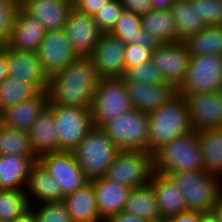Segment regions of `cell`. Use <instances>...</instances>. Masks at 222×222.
Instances as JSON below:
<instances>
[{
  "mask_svg": "<svg viewBox=\"0 0 222 222\" xmlns=\"http://www.w3.org/2000/svg\"><path fill=\"white\" fill-rule=\"evenodd\" d=\"M148 125V113L134 108L101 128L120 150L148 151Z\"/></svg>",
  "mask_w": 222,
  "mask_h": 222,
  "instance_id": "obj_7",
  "label": "cell"
},
{
  "mask_svg": "<svg viewBox=\"0 0 222 222\" xmlns=\"http://www.w3.org/2000/svg\"><path fill=\"white\" fill-rule=\"evenodd\" d=\"M46 32L36 18L20 8L7 45L15 50L37 52Z\"/></svg>",
  "mask_w": 222,
  "mask_h": 222,
  "instance_id": "obj_23",
  "label": "cell"
},
{
  "mask_svg": "<svg viewBox=\"0 0 222 222\" xmlns=\"http://www.w3.org/2000/svg\"><path fill=\"white\" fill-rule=\"evenodd\" d=\"M213 212L216 214V216L222 222V192L219 195V198L216 201V204L214 205Z\"/></svg>",
  "mask_w": 222,
  "mask_h": 222,
  "instance_id": "obj_51",
  "label": "cell"
},
{
  "mask_svg": "<svg viewBox=\"0 0 222 222\" xmlns=\"http://www.w3.org/2000/svg\"><path fill=\"white\" fill-rule=\"evenodd\" d=\"M154 222H170V221L167 218H162V219L154 221Z\"/></svg>",
  "mask_w": 222,
  "mask_h": 222,
  "instance_id": "obj_53",
  "label": "cell"
},
{
  "mask_svg": "<svg viewBox=\"0 0 222 222\" xmlns=\"http://www.w3.org/2000/svg\"><path fill=\"white\" fill-rule=\"evenodd\" d=\"M24 192L30 205L62 201V188L40 161L32 165Z\"/></svg>",
  "mask_w": 222,
  "mask_h": 222,
  "instance_id": "obj_22",
  "label": "cell"
},
{
  "mask_svg": "<svg viewBox=\"0 0 222 222\" xmlns=\"http://www.w3.org/2000/svg\"><path fill=\"white\" fill-rule=\"evenodd\" d=\"M200 222H221L213 211L201 212Z\"/></svg>",
  "mask_w": 222,
  "mask_h": 222,
  "instance_id": "obj_50",
  "label": "cell"
},
{
  "mask_svg": "<svg viewBox=\"0 0 222 222\" xmlns=\"http://www.w3.org/2000/svg\"><path fill=\"white\" fill-rule=\"evenodd\" d=\"M54 113L60 151H74L94 127L91 108L48 105Z\"/></svg>",
  "mask_w": 222,
  "mask_h": 222,
  "instance_id": "obj_9",
  "label": "cell"
},
{
  "mask_svg": "<svg viewBox=\"0 0 222 222\" xmlns=\"http://www.w3.org/2000/svg\"><path fill=\"white\" fill-rule=\"evenodd\" d=\"M128 95L135 109L151 112L166 104L177 89L170 83L145 84L137 81H125Z\"/></svg>",
  "mask_w": 222,
  "mask_h": 222,
  "instance_id": "obj_19",
  "label": "cell"
},
{
  "mask_svg": "<svg viewBox=\"0 0 222 222\" xmlns=\"http://www.w3.org/2000/svg\"><path fill=\"white\" fill-rule=\"evenodd\" d=\"M120 149L101 127H93L73 151L79 166L87 178L106 176Z\"/></svg>",
  "mask_w": 222,
  "mask_h": 222,
  "instance_id": "obj_4",
  "label": "cell"
},
{
  "mask_svg": "<svg viewBox=\"0 0 222 222\" xmlns=\"http://www.w3.org/2000/svg\"><path fill=\"white\" fill-rule=\"evenodd\" d=\"M154 172L173 174L203 170V156L198 132L178 137L153 153Z\"/></svg>",
  "mask_w": 222,
  "mask_h": 222,
  "instance_id": "obj_3",
  "label": "cell"
},
{
  "mask_svg": "<svg viewBox=\"0 0 222 222\" xmlns=\"http://www.w3.org/2000/svg\"><path fill=\"white\" fill-rule=\"evenodd\" d=\"M5 47L9 77L33 84L40 92L46 91L49 77L37 52L15 50L7 44Z\"/></svg>",
  "mask_w": 222,
  "mask_h": 222,
  "instance_id": "obj_15",
  "label": "cell"
},
{
  "mask_svg": "<svg viewBox=\"0 0 222 222\" xmlns=\"http://www.w3.org/2000/svg\"><path fill=\"white\" fill-rule=\"evenodd\" d=\"M39 92L33 84L7 77L0 83V112L35 97Z\"/></svg>",
  "mask_w": 222,
  "mask_h": 222,
  "instance_id": "obj_35",
  "label": "cell"
},
{
  "mask_svg": "<svg viewBox=\"0 0 222 222\" xmlns=\"http://www.w3.org/2000/svg\"><path fill=\"white\" fill-rule=\"evenodd\" d=\"M170 12L175 20L177 41H184L209 26L200 17L197 6H192L191 0H176Z\"/></svg>",
  "mask_w": 222,
  "mask_h": 222,
  "instance_id": "obj_30",
  "label": "cell"
},
{
  "mask_svg": "<svg viewBox=\"0 0 222 222\" xmlns=\"http://www.w3.org/2000/svg\"><path fill=\"white\" fill-rule=\"evenodd\" d=\"M121 3L125 11H129L140 16L147 14L153 9L151 0H121Z\"/></svg>",
  "mask_w": 222,
  "mask_h": 222,
  "instance_id": "obj_44",
  "label": "cell"
},
{
  "mask_svg": "<svg viewBox=\"0 0 222 222\" xmlns=\"http://www.w3.org/2000/svg\"><path fill=\"white\" fill-rule=\"evenodd\" d=\"M201 211L186 210L167 218L170 222H200Z\"/></svg>",
  "mask_w": 222,
  "mask_h": 222,
  "instance_id": "obj_45",
  "label": "cell"
},
{
  "mask_svg": "<svg viewBox=\"0 0 222 222\" xmlns=\"http://www.w3.org/2000/svg\"><path fill=\"white\" fill-rule=\"evenodd\" d=\"M110 34L126 45H155V42L150 41L142 29L141 16L129 11L123 12Z\"/></svg>",
  "mask_w": 222,
  "mask_h": 222,
  "instance_id": "obj_33",
  "label": "cell"
},
{
  "mask_svg": "<svg viewBox=\"0 0 222 222\" xmlns=\"http://www.w3.org/2000/svg\"><path fill=\"white\" fill-rule=\"evenodd\" d=\"M91 182L95 190L99 214L104 221L124 211L132 188L108 179L106 176L93 179Z\"/></svg>",
  "mask_w": 222,
  "mask_h": 222,
  "instance_id": "obj_20",
  "label": "cell"
},
{
  "mask_svg": "<svg viewBox=\"0 0 222 222\" xmlns=\"http://www.w3.org/2000/svg\"><path fill=\"white\" fill-rule=\"evenodd\" d=\"M100 77L90 57H78L49 77L48 105L91 108Z\"/></svg>",
  "mask_w": 222,
  "mask_h": 222,
  "instance_id": "obj_1",
  "label": "cell"
},
{
  "mask_svg": "<svg viewBox=\"0 0 222 222\" xmlns=\"http://www.w3.org/2000/svg\"><path fill=\"white\" fill-rule=\"evenodd\" d=\"M20 154L37 156L32 148L30 134L12 127L0 125V155Z\"/></svg>",
  "mask_w": 222,
  "mask_h": 222,
  "instance_id": "obj_34",
  "label": "cell"
},
{
  "mask_svg": "<svg viewBox=\"0 0 222 222\" xmlns=\"http://www.w3.org/2000/svg\"><path fill=\"white\" fill-rule=\"evenodd\" d=\"M169 176L184 193L188 210L213 211L222 192V178L205 170L187 171Z\"/></svg>",
  "mask_w": 222,
  "mask_h": 222,
  "instance_id": "obj_5",
  "label": "cell"
},
{
  "mask_svg": "<svg viewBox=\"0 0 222 222\" xmlns=\"http://www.w3.org/2000/svg\"><path fill=\"white\" fill-rule=\"evenodd\" d=\"M47 105V92H39L31 99L2 110L0 112L1 124L29 133L33 127V123Z\"/></svg>",
  "mask_w": 222,
  "mask_h": 222,
  "instance_id": "obj_21",
  "label": "cell"
},
{
  "mask_svg": "<svg viewBox=\"0 0 222 222\" xmlns=\"http://www.w3.org/2000/svg\"><path fill=\"white\" fill-rule=\"evenodd\" d=\"M21 8L36 18L46 31L65 28L70 12L74 8L73 0H22Z\"/></svg>",
  "mask_w": 222,
  "mask_h": 222,
  "instance_id": "obj_18",
  "label": "cell"
},
{
  "mask_svg": "<svg viewBox=\"0 0 222 222\" xmlns=\"http://www.w3.org/2000/svg\"><path fill=\"white\" fill-rule=\"evenodd\" d=\"M153 173L152 153L120 150L108 168L106 177L124 186L135 188L149 184Z\"/></svg>",
  "mask_w": 222,
  "mask_h": 222,
  "instance_id": "obj_8",
  "label": "cell"
},
{
  "mask_svg": "<svg viewBox=\"0 0 222 222\" xmlns=\"http://www.w3.org/2000/svg\"><path fill=\"white\" fill-rule=\"evenodd\" d=\"M38 156L0 155V189L24 190L32 165Z\"/></svg>",
  "mask_w": 222,
  "mask_h": 222,
  "instance_id": "obj_24",
  "label": "cell"
},
{
  "mask_svg": "<svg viewBox=\"0 0 222 222\" xmlns=\"http://www.w3.org/2000/svg\"><path fill=\"white\" fill-rule=\"evenodd\" d=\"M186 100L195 131L222 128V102L218 92L180 94Z\"/></svg>",
  "mask_w": 222,
  "mask_h": 222,
  "instance_id": "obj_16",
  "label": "cell"
},
{
  "mask_svg": "<svg viewBox=\"0 0 222 222\" xmlns=\"http://www.w3.org/2000/svg\"><path fill=\"white\" fill-rule=\"evenodd\" d=\"M123 212L150 222L162 219L153 185L132 188Z\"/></svg>",
  "mask_w": 222,
  "mask_h": 222,
  "instance_id": "obj_29",
  "label": "cell"
},
{
  "mask_svg": "<svg viewBox=\"0 0 222 222\" xmlns=\"http://www.w3.org/2000/svg\"><path fill=\"white\" fill-rule=\"evenodd\" d=\"M222 87V55L190 57L188 73L177 89L179 94L218 92Z\"/></svg>",
  "mask_w": 222,
  "mask_h": 222,
  "instance_id": "obj_10",
  "label": "cell"
},
{
  "mask_svg": "<svg viewBox=\"0 0 222 222\" xmlns=\"http://www.w3.org/2000/svg\"><path fill=\"white\" fill-rule=\"evenodd\" d=\"M10 222H37L35 215L31 209L27 210L23 215L17 217Z\"/></svg>",
  "mask_w": 222,
  "mask_h": 222,
  "instance_id": "obj_49",
  "label": "cell"
},
{
  "mask_svg": "<svg viewBox=\"0 0 222 222\" xmlns=\"http://www.w3.org/2000/svg\"><path fill=\"white\" fill-rule=\"evenodd\" d=\"M74 8L79 12L94 16L101 11L110 0H73Z\"/></svg>",
  "mask_w": 222,
  "mask_h": 222,
  "instance_id": "obj_43",
  "label": "cell"
},
{
  "mask_svg": "<svg viewBox=\"0 0 222 222\" xmlns=\"http://www.w3.org/2000/svg\"><path fill=\"white\" fill-rule=\"evenodd\" d=\"M142 29L155 43L177 41V29L170 10H154L141 16Z\"/></svg>",
  "mask_w": 222,
  "mask_h": 222,
  "instance_id": "obj_28",
  "label": "cell"
},
{
  "mask_svg": "<svg viewBox=\"0 0 222 222\" xmlns=\"http://www.w3.org/2000/svg\"><path fill=\"white\" fill-rule=\"evenodd\" d=\"M176 0H151L154 10H170Z\"/></svg>",
  "mask_w": 222,
  "mask_h": 222,
  "instance_id": "obj_48",
  "label": "cell"
},
{
  "mask_svg": "<svg viewBox=\"0 0 222 222\" xmlns=\"http://www.w3.org/2000/svg\"><path fill=\"white\" fill-rule=\"evenodd\" d=\"M20 8V0H0V39L6 44L11 36Z\"/></svg>",
  "mask_w": 222,
  "mask_h": 222,
  "instance_id": "obj_40",
  "label": "cell"
},
{
  "mask_svg": "<svg viewBox=\"0 0 222 222\" xmlns=\"http://www.w3.org/2000/svg\"><path fill=\"white\" fill-rule=\"evenodd\" d=\"M148 117V152L152 154L167 142L194 130L186 100L179 93H176L166 104L149 112Z\"/></svg>",
  "mask_w": 222,
  "mask_h": 222,
  "instance_id": "obj_2",
  "label": "cell"
},
{
  "mask_svg": "<svg viewBox=\"0 0 222 222\" xmlns=\"http://www.w3.org/2000/svg\"><path fill=\"white\" fill-rule=\"evenodd\" d=\"M126 44L110 33H102L89 56L100 78H123Z\"/></svg>",
  "mask_w": 222,
  "mask_h": 222,
  "instance_id": "obj_14",
  "label": "cell"
},
{
  "mask_svg": "<svg viewBox=\"0 0 222 222\" xmlns=\"http://www.w3.org/2000/svg\"><path fill=\"white\" fill-rule=\"evenodd\" d=\"M218 93H219V96H220L221 102H222V87L219 89Z\"/></svg>",
  "mask_w": 222,
  "mask_h": 222,
  "instance_id": "obj_54",
  "label": "cell"
},
{
  "mask_svg": "<svg viewBox=\"0 0 222 222\" xmlns=\"http://www.w3.org/2000/svg\"><path fill=\"white\" fill-rule=\"evenodd\" d=\"M30 209L24 190L0 189V219L13 221Z\"/></svg>",
  "mask_w": 222,
  "mask_h": 222,
  "instance_id": "obj_36",
  "label": "cell"
},
{
  "mask_svg": "<svg viewBox=\"0 0 222 222\" xmlns=\"http://www.w3.org/2000/svg\"><path fill=\"white\" fill-rule=\"evenodd\" d=\"M9 77L7 59H6V47L4 52L0 54V83Z\"/></svg>",
  "mask_w": 222,
  "mask_h": 222,
  "instance_id": "obj_47",
  "label": "cell"
},
{
  "mask_svg": "<svg viewBox=\"0 0 222 222\" xmlns=\"http://www.w3.org/2000/svg\"><path fill=\"white\" fill-rule=\"evenodd\" d=\"M5 46L6 43L2 39H0V54L4 52Z\"/></svg>",
  "mask_w": 222,
  "mask_h": 222,
  "instance_id": "obj_52",
  "label": "cell"
},
{
  "mask_svg": "<svg viewBox=\"0 0 222 222\" xmlns=\"http://www.w3.org/2000/svg\"><path fill=\"white\" fill-rule=\"evenodd\" d=\"M203 156V170L222 178V128L197 130Z\"/></svg>",
  "mask_w": 222,
  "mask_h": 222,
  "instance_id": "obj_31",
  "label": "cell"
},
{
  "mask_svg": "<svg viewBox=\"0 0 222 222\" xmlns=\"http://www.w3.org/2000/svg\"><path fill=\"white\" fill-rule=\"evenodd\" d=\"M53 110L47 105L40 113L29 132L32 148L38 157L60 151Z\"/></svg>",
  "mask_w": 222,
  "mask_h": 222,
  "instance_id": "obj_26",
  "label": "cell"
},
{
  "mask_svg": "<svg viewBox=\"0 0 222 222\" xmlns=\"http://www.w3.org/2000/svg\"><path fill=\"white\" fill-rule=\"evenodd\" d=\"M64 30L79 57H89L102 34L93 16L79 12L75 8L70 12Z\"/></svg>",
  "mask_w": 222,
  "mask_h": 222,
  "instance_id": "obj_17",
  "label": "cell"
},
{
  "mask_svg": "<svg viewBox=\"0 0 222 222\" xmlns=\"http://www.w3.org/2000/svg\"><path fill=\"white\" fill-rule=\"evenodd\" d=\"M134 109L123 78H100L91 106L93 125L104 124Z\"/></svg>",
  "mask_w": 222,
  "mask_h": 222,
  "instance_id": "obj_6",
  "label": "cell"
},
{
  "mask_svg": "<svg viewBox=\"0 0 222 222\" xmlns=\"http://www.w3.org/2000/svg\"><path fill=\"white\" fill-rule=\"evenodd\" d=\"M37 54L48 77L63 71L79 57L64 29L47 31Z\"/></svg>",
  "mask_w": 222,
  "mask_h": 222,
  "instance_id": "obj_13",
  "label": "cell"
},
{
  "mask_svg": "<svg viewBox=\"0 0 222 222\" xmlns=\"http://www.w3.org/2000/svg\"><path fill=\"white\" fill-rule=\"evenodd\" d=\"M150 183L154 187L162 218L188 210L184 193L169 176L154 172Z\"/></svg>",
  "mask_w": 222,
  "mask_h": 222,
  "instance_id": "obj_25",
  "label": "cell"
},
{
  "mask_svg": "<svg viewBox=\"0 0 222 222\" xmlns=\"http://www.w3.org/2000/svg\"><path fill=\"white\" fill-rule=\"evenodd\" d=\"M124 11L121 0H110L93 18L102 33H110Z\"/></svg>",
  "mask_w": 222,
  "mask_h": 222,
  "instance_id": "obj_39",
  "label": "cell"
},
{
  "mask_svg": "<svg viewBox=\"0 0 222 222\" xmlns=\"http://www.w3.org/2000/svg\"><path fill=\"white\" fill-rule=\"evenodd\" d=\"M184 42L191 57L205 54L222 55V25L206 26Z\"/></svg>",
  "mask_w": 222,
  "mask_h": 222,
  "instance_id": "obj_32",
  "label": "cell"
},
{
  "mask_svg": "<svg viewBox=\"0 0 222 222\" xmlns=\"http://www.w3.org/2000/svg\"><path fill=\"white\" fill-rule=\"evenodd\" d=\"M192 6H197L201 18L210 25H222L221 0H191Z\"/></svg>",
  "mask_w": 222,
  "mask_h": 222,
  "instance_id": "obj_41",
  "label": "cell"
},
{
  "mask_svg": "<svg viewBox=\"0 0 222 222\" xmlns=\"http://www.w3.org/2000/svg\"><path fill=\"white\" fill-rule=\"evenodd\" d=\"M123 79L125 81H137L145 84H160L166 82L161 71L153 65L152 61L126 68Z\"/></svg>",
  "mask_w": 222,
  "mask_h": 222,
  "instance_id": "obj_38",
  "label": "cell"
},
{
  "mask_svg": "<svg viewBox=\"0 0 222 222\" xmlns=\"http://www.w3.org/2000/svg\"><path fill=\"white\" fill-rule=\"evenodd\" d=\"M190 57L184 41L164 42L155 43L151 61L166 83L178 89L188 73Z\"/></svg>",
  "mask_w": 222,
  "mask_h": 222,
  "instance_id": "obj_12",
  "label": "cell"
},
{
  "mask_svg": "<svg viewBox=\"0 0 222 222\" xmlns=\"http://www.w3.org/2000/svg\"><path fill=\"white\" fill-rule=\"evenodd\" d=\"M74 222H104L99 214L92 182L64 197L63 200Z\"/></svg>",
  "mask_w": 222,
  "mask_h": 222,
  "instance_id": "obj_27",
  "label": "cell"
},
{
  "mask_svg": "<svg viewBox=\"0 0 222 222\" xmlns=\"http://www.w3.org/2000/svg\"><path fill=\"white\" fill-rule=\"evenodd\" d=\"M39 161L56 180L58 188H62V200L66 195L80 190L90 182L73 151L46 153L39 157Z\"/></svg>",
  "mask_w": 222,
  "mask_h": 222,
  "instance_id": "obj_11",
  "label": "cell"
},
{
  "mask_svg": "<svg viewBox=\"0 0 222 222\" xmlns=\"http://www.w3.org/2000/svg\"><path fill=\"white\" fill-rule=\"evenodd\" d=\"M36 205H30V209L33 211L37 222H74L63 200Z\"/></svg>",
  "mask_w": 222,
  "mask_h": 222,
  "instance_id": "obj_37",
  "label": "cell"
},
{
  "mask_svg": "<svg viewBox=\"0 0 222 222\" xmlns=\"http://www.w3.org/2000/svg\"><path fill=\"white\" fill-rule=\"evenodd\" d=\"M154 45L129 44L125 48V69L150 62Z\"/></svg>",
  "mask_w": 222,
  "mask_h": 222,
  "instance_id": "obj_42",
  "label": "cell"
},
{
  "mask_svg": "<svg viewBox=\"0 0 222 222\" xmlns=\"http://www.w3.org/2000/svg\"><path fill=\"white\" fill-rule=\"evenodd\" d=\"M104 222H150V221L139 218L132 214H126L125 212H121L107 218Z\"/></svg>",
  "mask_w": 222,
  "mask_h": 222,
  "instance_id": "obj_46",
  "label": "cell"
}]
</instances>
